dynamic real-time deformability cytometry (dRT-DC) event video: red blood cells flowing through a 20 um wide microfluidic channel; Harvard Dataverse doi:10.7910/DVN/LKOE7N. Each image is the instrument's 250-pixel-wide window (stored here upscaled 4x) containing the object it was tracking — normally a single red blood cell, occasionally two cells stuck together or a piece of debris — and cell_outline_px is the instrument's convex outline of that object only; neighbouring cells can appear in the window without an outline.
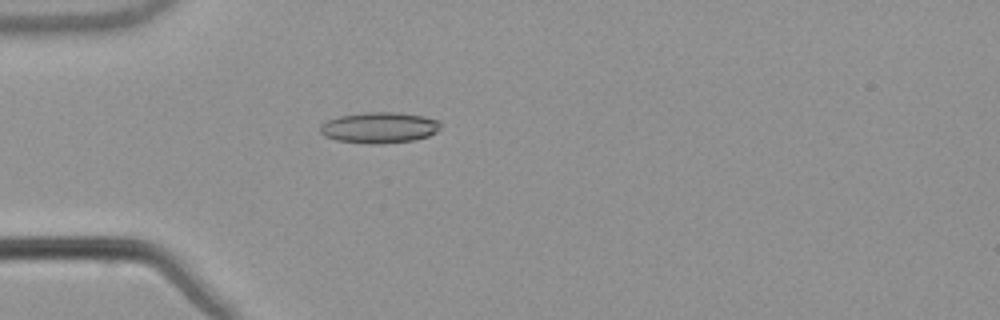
{"species": "common noctule bat (a hibernating species)", "species_latin": "Nyctalus noctula", "temperature_condition": "warm", "stored_images_in_passage": 54, "camera_frame_rate_fps": 3000, "um_per_image_px": 0.085, "animal": {"sex": "male", "body_mass_g": 21.5, "forearm_length_mm": 52.0}, "frame": {"image": 1, "passage_image": 16, "time_ms": 5.0, "image_size_px": [1000, 320], "cell_outline_px": [[440, 128], [436, 132], [428, 136], [416, 140], [380, 144], [368, 144], [336, 140], [324, 136], [320, 132], [320, 124], [328, 120], [340, 116], [364, 112], [396, 112], [424, 116], [436, 120], [440, 124]], "centroid_in_image_um": [32.23, 10.85], "position_along_channel_um": 52.8, "area_um2": 21.79}}
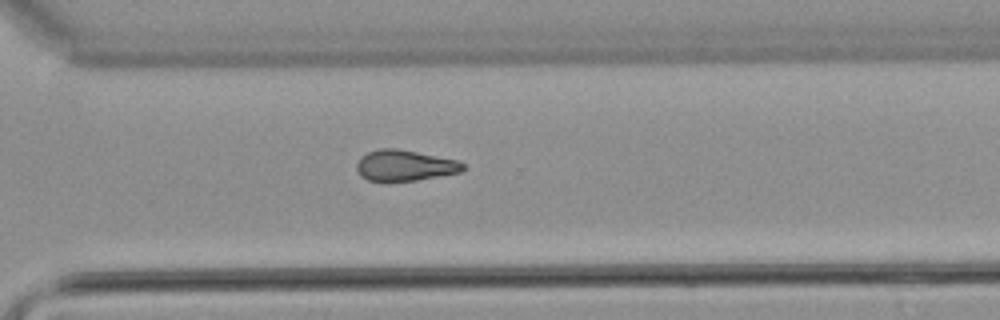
{"frame": {"image": 2, "passage_image": 39, "time_ms": 12.667, "image_size_px": [1000, 320], "cell_outline_px": [[464, 168], [460, 172], [416, 180], [368, 180], [360, 176], [356, 168], [356, 164], [360, 156], [368, 152], [380, 148], [396, 148], [456, 160], [464, 164]], "centroid_in_image_um": [34.35, 14.05], "position_along_channel_um": 336.2, "area_um2": 18.79}}
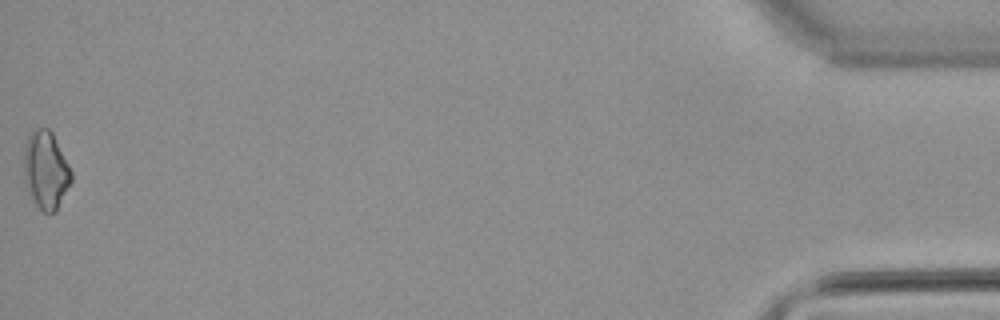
{"frame": {"image": 3, "passage_image": 54, "time_ms": 17.667, "image_size_px": [1000, 320], "cell_outline_px": [[72, 180], [56, 208], [52, 212], [44, 212], [36, 204], [32, 196], [24, 176], [24, 148], [28, 136], [32, 128], [48, 128], [52, 132], [72, 172]], "centroid_in_image_um": [3.89, 14.38], "position_along_channel_um": 431.3, "area_um2": 20.87}}